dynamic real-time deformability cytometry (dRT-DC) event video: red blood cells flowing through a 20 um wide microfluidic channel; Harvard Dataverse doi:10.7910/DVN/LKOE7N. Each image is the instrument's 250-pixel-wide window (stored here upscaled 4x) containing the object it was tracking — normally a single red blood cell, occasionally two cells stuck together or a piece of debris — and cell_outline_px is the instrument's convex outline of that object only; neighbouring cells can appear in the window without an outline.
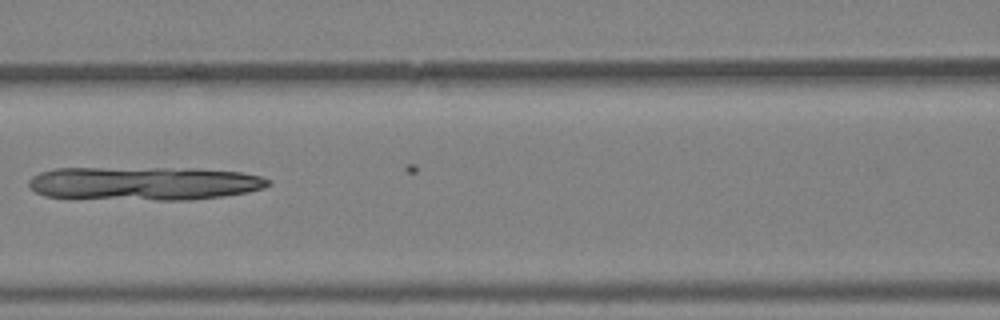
{"species": "Egyptian fruit bat (a non-hibernating species)", "species_latin": "Rousettus aegyptiacus", "temperature_condition": "warm", "stored_images_in_passage": 13, "segment_of_instrument_passage": [2, 2], "camera_frame_rate_fps": 3000, "um_per_image_px": 0.085, "animal": {"sex": "female"}, "frame": {"image": 1, "passage_image": 9, "time_ms": 2.667, "image_size_px": [1000, 320], "cell_outline_px": [[264, 184], [256, 188], [236, 192], [208, 196], [56, 196], [44, 192], [72, 172], [228, 172], [252, 176], [264, 180]], "centroid_in_image_um": [13.0, 15.64], "position_along_channel_um": 153.6, "area_um2": 33.23}}
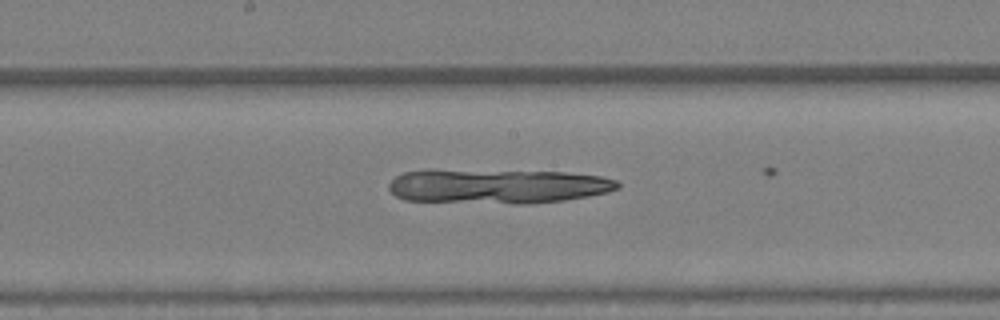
{"frame": {"image": 2, "passage_image": 12, "time_ms": 3.667, "image_size_px": [1000, 320], "cell_outline_px": [[616, 184], [612, 188], [596, 192], [576, 196], [548, 200], [420, 200], [408, 196], [424, 172], [448, 172], [588, 176], [608, 180]], "centroid_in_image_um": [42.84, 15.86], "position_along_channel_um": 205.4, "area_um2": 34.22}}